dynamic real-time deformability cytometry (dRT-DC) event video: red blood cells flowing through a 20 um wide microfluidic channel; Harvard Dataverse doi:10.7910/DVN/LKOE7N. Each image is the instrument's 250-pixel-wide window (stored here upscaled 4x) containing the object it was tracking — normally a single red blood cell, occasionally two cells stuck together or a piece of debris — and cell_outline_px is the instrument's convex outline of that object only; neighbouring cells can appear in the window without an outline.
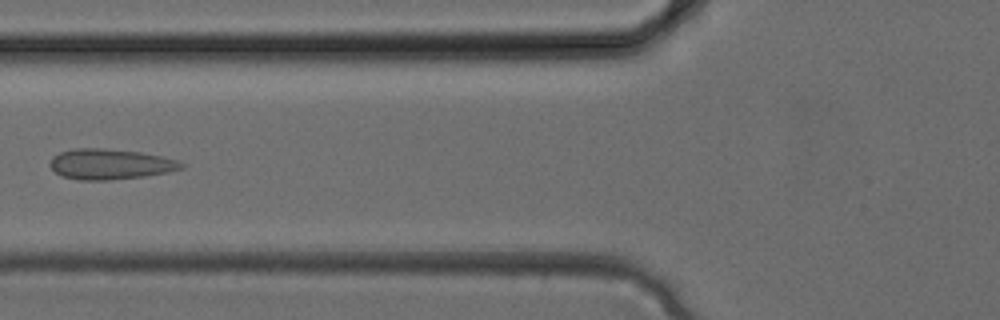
{"species": "common noctule bat (a hibernating species)", "species_latin": "Nyctalus noctula", "temperature_condition": "cold", "stored_images_in_passage": 34, "camera_frame_rate_fps": 3000, "um_per_image_px": 0.085, "animal": {"sex": "female", "body_mass_g": 24.6, "forearm_length_mm": 56.2}, "frame": {"image": 1, "passage_image": 12, "time_ms": 3.667, "image_size_px": [1000, 320], "cell_outline_px": [[184, 168], [144, 176], [108, 180], [76, 180], [64, 176], [56, 172], [48, 164], [52, 156], [60, 152], [72, 148], [104, 148], [140, 152], [160, 156], [176, 160], [184, 164]], "centroid_in_image_um": [9.31, 13.94], "position_along_channel_um": 116.5, "area_um2": 23.18}}
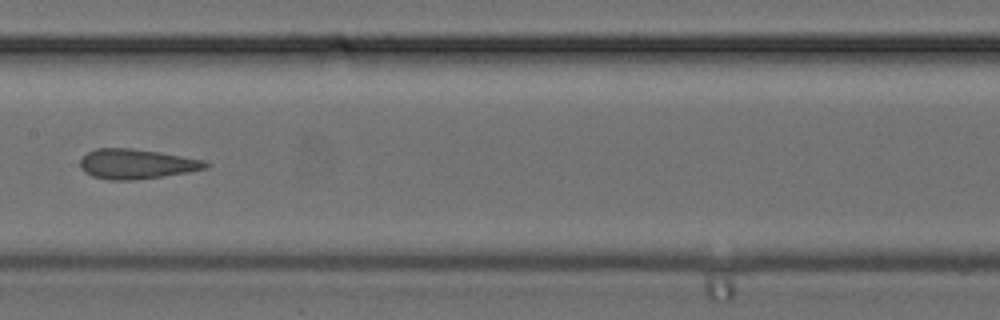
{"frame": {"image": 2, "passage_image": 16, "time_ms": 5.0, "image_size_px": [1000, 320], "cell_outline_px": [[212, 164], [208, 168], [188, 172], [132, 180], [108, 180], [92, 176], [84, 172], [80, 168], [80, 160], [88, 152], [96, 148], [132, 148], [160, 152], [204, 160]], "centroid_in_image_um": [11.6, 13.93], "position_along_channel_um": 195.8, "area_um2": 21.85}}
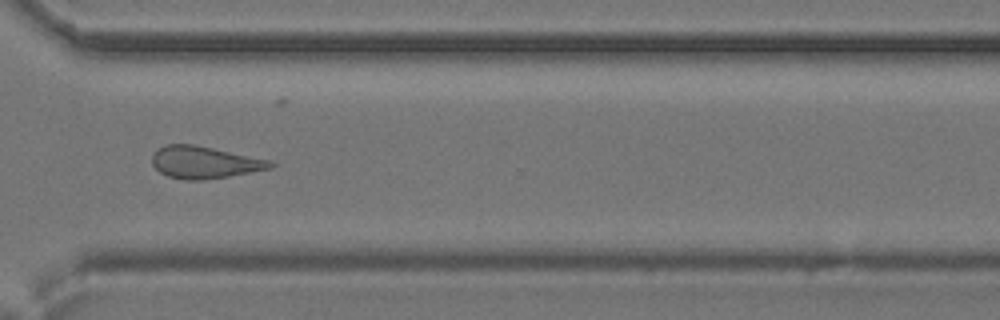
{"frame": {"image": 3, "passage_image": 24, "time_ms": 7.667, "image_size_px": [1000, 320], "cell_outline_px": [[276, 164], [272, 168], [228, 176], [204, 180], [184, 180], [168, 176], [160, 172], [152, 164], [152, 152], [156, 148], [164, 144], [192, 144], [212, 148], [268, 160]], "centroid_in_image_um": [17.31, 13.8], "position_along_channel_um": 353.3, "area_um2": 22.02}}